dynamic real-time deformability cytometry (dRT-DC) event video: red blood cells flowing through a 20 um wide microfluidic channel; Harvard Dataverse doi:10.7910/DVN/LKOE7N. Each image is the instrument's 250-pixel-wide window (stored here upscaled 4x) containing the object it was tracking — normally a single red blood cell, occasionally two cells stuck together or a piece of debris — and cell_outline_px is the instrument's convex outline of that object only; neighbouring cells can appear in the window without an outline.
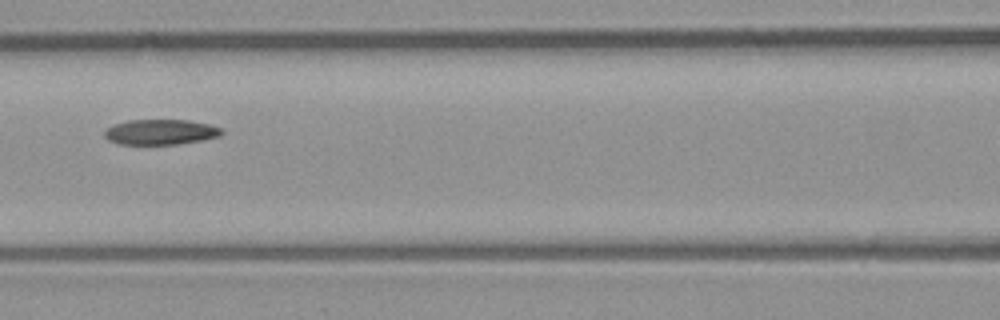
{"species": "common noctule bat (a hibernating species)", "species_latin": "Nyctalus noctula", "temperature_condition": "room temperature", "stored_images_in_passage": 4, "segment_of_instrument_passage": [1, 2], "camera_frame_rate_fps": 3000, "um_per_image_px": 0.085, "animal": {"sex": "male", "body_mass_g": 23.1, "forearm_length_mm": 52.7}, "frame": {"image": 1, "passage_image": 3, "time_ms": 0.667, "image_size_px": [1000, 320], "cell_outline_px": [[224, 132], [220, 136], [200, 140], [176, 144], [120, 144], [108, 140], [104, 136], [104, 132], [112, 124], [128, 120], [188, 120], [208, 124], [220, 128]], "centroid_in_image_um": [13.62, 11.21], "position_along_channel_um": 153.0, "area_um2": 17.17}}